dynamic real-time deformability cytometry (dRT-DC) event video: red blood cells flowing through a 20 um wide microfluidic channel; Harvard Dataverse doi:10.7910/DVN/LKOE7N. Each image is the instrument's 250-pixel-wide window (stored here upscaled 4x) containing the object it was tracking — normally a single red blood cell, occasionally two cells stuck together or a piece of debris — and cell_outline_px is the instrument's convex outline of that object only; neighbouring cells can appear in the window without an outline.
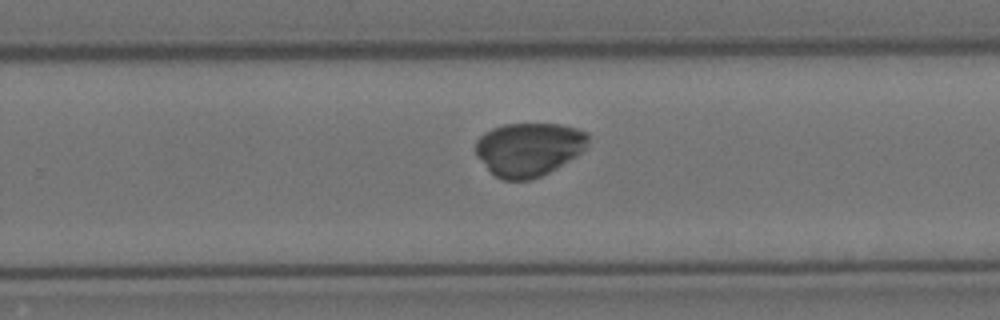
{"species": "Egyptian fruit bat (a non-hibernating species)", "species_latin": "Rousettus aegyptiacus", "temperature_condition": "cold", "stored_images_in_passage": 51, "camera_frame_rate_fps": 3000, "um_per_image_px": 0.085, "animal": {"sex": "female"}, "frame": {"image": 1, "passage_image": 37, "time_ms": 12.0, "image_size_px": [1000, 320], "cell_outline_px": [[588, 140], [584, 148], [576, 156], [548, 172], [540, 176], [528, 180], [500, 180], [476, 156], [476, 140], [484, 132], [492, 128], [504, 124], [560, 124], [576, 128], [588, 132]], "centroid_in_image_um": [44.92, 12.67], "position_along_channel_um": 284.9, "area_um2": 34.85}}